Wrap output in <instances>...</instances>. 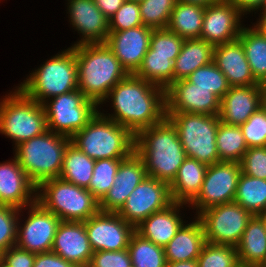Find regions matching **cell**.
<instances>
[{"instance_id": "1", "label": "cell", "mask_w": 266, "mask_h": 267, "mask_svg": "<svg viewBox=\"0 0 266 267\" xmlns=\"http://www.w3.org/2000/svg\"><path fill=\"white\" fill-rule=\"evenodd\" d=\"M113 113L101 112L109 101ZM102 105V106H101ZM99 112L127 128L134 136L141 130L160 123L166 115V90L134 74L118 82L99 105Z\"/></svg>"}, {"instance_id": "2", "label": "cell", "mask_w": 266, "mask_h": 267, "mask_svg": "<svg viewBox=\"0 0 266 267\" xmlns=\"http://www.w3.org/2000/svg\"><path fill=\"white\" fill-rule=\"evenodd\" d=\"M135 152L142 158L147 176L168 184L187 158L177 129L167 117L135 136Z\"/></svg>"}, {"instance_id": "3", "label": "cell", "mask_w": 266, "mask_h": 267, "mask_svg": "<svg viewBox=\"0 0 266 267\" xmlns=\"http://www.w3.org/2000/svg\"><path fill=\"white\" fill-rule=\"evenodd\" d=\"M72 47L78 66V89L99 106L128 73L105 43Z\"/></svg>"}, {"instance_id": "4", "label": "cell", "mask_w": 266, "mask_h": 267, "mask_svg": "<svg viewBox=\"0 0 266 267\" xmlns=\"http://www.w3.org/2000/svg\"><path fill=\"white\" fill-rule=\"evenodd\" d=\"M71 143L91 159H126L135 151V136L99 111L71 138Z\"/></svg>"}, {"instance_id": "5", "label": "cell", "mask_w": 266, "mask_h": 267, "mask_svg": "<svg viewBox=\"0 0 266 267\" xmlns=\"http://www.w3.org/2000/svg\"><path fill=\"white\" fill-rule=\"evenodd\" d=\"M17 87L41 104L55 96L77 90L78 66L73 47L51 56Z\"/></svg>"}, {"instance_id": "6", "label": "cell", "mask_w": 266, "mask_h": 267, "mask_svg": "<svg viewBox=\"0 0 266 267\" xmlns=\"http://www.w3.org/2000/svg\"><path fill=\"white\" fill-rule=\"evenodd\" d=\"M70 142V137L47 130L17 145L13 154L29 179L38 186L45 180L60 177L64 153Z\"/></svg>"}, {"instance_id": "7", "label": "cell", "mask_w": 266, "mask_h": 267, "mask_svg": "<svg viewBox=\"0 0 266 267\" xmlns=\"http://www.w3.org/2000/svg\"><path fill=\"white\" fill-rule=\"evenodd\" d=\"M13 89L0 99V133L10 138L15 148L47 131V120L43 104L19 87Z\"/></svg>"}, {"instance_id": "8", "label": "cell", "mask_w": 266, "mask_h": 267, "mask_svg": "<svg viewBox=\"0 0 266 267\" xmlns=\"http://www.w3.org/2000/svg\"><path fill=\"white\" fill-rule=\"evenodd\" d=\"M36 201L61 221L84 222L99 209V201L91 192L61 178H51L37 186Z\"/></svg>"}, {"instance_id": "9", "label": "cell", "mask_w": 266, "mask_h": 267, "mask_svg": "<svg viewBox=\"0 0 266 267\" xmlns=\"http://www.w3.org/2000/svg\"><path fill=\"white\" fill-rule=\"evenodd\" d=\"M167 118L176 127L186 157L211 166L221 162L217 152L216 134L219 115L166 112Z\"/></svg>"}, {"instance_id": "10", "label": "cell", "mask_w": 266, "mask_h": 267, "mask_svg": "<svg viewBox=\"0 0 266 267\" xmlns=\"http://www.w3.org/2000/svg\"><path fill=\"white\" fill-rule=\"evenodd\" d=\"M47 130L72 137L99 111V106L79 89L55 96L43 103Z\"/></svg>"}, {"instance_id": "11", "label": "cell", "mask_w": 266, "mask_h": 267, "mask_svg": "<svg viewBox=\"0 0 266 267\" xmlns=\"http://www.w3.org/2000/svg\"><path fill=\"white\" fill-rule=\"evenodd\" d=\"M253 216L240 204L230 202L210 207L196 217L203 226L206 242L236 247Z\"/></svg>"}, {"instance_id": "12", "label": "cell", "mask_w": 266, "mask_h": 267, "mask_svg": "<svg viewBox=\"0 0 266 267\" xmlns=\"http://www.w3.org/2000/svg\"><path fill=\"white\" fill-rule=\"evenodd\" d=\"M241 166L238 162L221 161L207 167L201 190L188 205L200 212L220 204L234 202Z\"/></svg>"}, {"instance_id": "13", "label": "cell", "mask_w": 266, "mask_h": 267, "mask_svg": "<svg viewBox=\"0 0 266 267\" xmlns=\"http://www.w3.org/2000/svg\"><path fill=\"white\" fill-rule=\"evenodd\" d=\"M25 209L28 217L24 221L21 218L24 214L21 212L26 211ZM24 211L23 208L20 209L15 245L35 254L50 252L60 218L44 209L37 201L26 206Z\"/></svg>"}, {"instance_id": "14", "label": "cell", "mask_w": 266, "mask_h": 267, "mask_svg": "<svg viewBox=\"0 0 266 267\" xmlns=\"http://www.w3.org/2000/svg\"><path fill=\"white\" fill-rule=\"evenodd\" d=\"M172 203L169 184L146 176L117 213L136 228L151 214L167 208Z\"/></svg>"}, {"instance_id": "15", "label": "cell", "mask_w": 266, "mask_h": 267, "mask_svg": "<svg viewBox=\"0 0 266 267\" xmlns=\"http://www.w3.org/2000/svg\"><path fill=\"white\" fill-rule=\"evenodd\" d=\"M93 252L127 249L135 228L117 212L98 211L84 221Z\"/></svg>"}, {"instance_id": "16", "label": "cell", "mask_w": 266, "mask_h": 267, "mask_svg": "<svg viewBox=\"0 0 266 267\" xmlns=\"http://www.w3.org/2000/svg\"><path fill=\"white\" fill-rule=\"evenodd\" d=\"M242 16L244 15L230 0H218L205 7L200 39L213 46L238 39L244 27L241 23L244 20Z\"/></svg>"}, {"instance_id": "17", "label": "cell", "mask_w": 266, "mask_h": 267, "mask_svg": "<svg viewBox=\"0 0 266 267\" xmlns=\"http://www.w3.org/2000/svg\"><path fill=\"white\" fill-rule=\"evenodd\" d=\"M221 99L202 87L181 79L166 89V112L219 115Z\"/></svg>"}, {"instance_id": "18", "label": "cell", "mask_w": 266, "mask_h": 267, "mask_svg": "<svg viewBox=\"0 0 266 267\" xmlns=\"http://www.w3.org/2000/svg\"><path fill=\"white\" fill-rule=\"evenodd\" d=\"M71 28L79 34L72 46L105 43L109 35V20L97 8L93 0H66Z\"/></svg>"}, {"instance_id": "19", "label": "cell", "mask_w": 266, "mask_h": 267, "mask_svg": "<svg viewBox=\"0 0 266 267\" xmlns=\"http://www.w3.org/2000/svg\"><path fill=\"white\" fill-rule=\"evenodd\" d=\"M152 28L141 25L128 30L109 32L105 42L128 74H134L150 46Z\"/></svg>"}, {"instance_id": "20", "label": "cell", "mask_w": 266, "mask_h": 267, "mask_svg": "<svg viewBox=\"0 0 266 267\" xmlns=\"http://www.w3.org/2000/svg\"><path fill=\"white\" fill-rule=\"evenodd\" d=\"M146 176L144 162L134 151L128 158L120 162L113 185L99 201L100 211L118 212L131 192Z\"/></svg>"}, {"instance_id": "21", "label": "cell", "mask_w": 266, "mask_h": 267, "mask_svg": "<svg viewBox=\"0 0 266 267\" xmlns=\"http://www.w3.org/2000/svg\"><path fill=\"white\" fill-rule=\"evenodd\" d=\"M37 186L15 157L0 163V204L19 209L36 202Z\"/></svg>"}, {"instance_id": "22", "label": "cell", "mask_w": 266, "mask_h": 267, "mask_svg": "<svg viewBox=\"0 0 266 267\" xmlns=\"http://www.w3.org/2000/svg\"><path fill=\"white\" fill-rule=\"evenodd\" d=\"M51 251L76 267H88L93 250L84 222L61 221L57 227Z\"/></svg>"}, {"instance_id": "23", "label": "cell", "mask_w": 266, "mask_h": 267, "mask_svg": "<svg viewBox=\"0 0 266 267\" xmlns=\"http://www.w3.org/2000/svg\"><path fill=\"white\" fill-rule=\"evenodd\" d=\"M264 85L231 86L221 98L219 119L241 126L262 106Z\"/></svg>"}, {"instance_id": "24", "label": "cell", "mask_w": 266, "mask_h": 267, "mask_svg": "<svg viewBox=\"0 0 266 267\" xmlns=\"http://www.w3.org/2000/svg\"><path fill=\"white\" fill-rule=\"evenodd\" d=\"M213 62L230 86L262 85L254 77L239 39L214 46Z\"/></svg>"}, {"instance_id": "25", "label": "cell", "mask_w": 266, "mask_h": 267, "mask_svg": "<svg viewBox=\"0 0 266 267\" xmlns=\"http://www.w3.org/2000/svg\"><path fill=\"white\" fill-rule=\"evenodd\" d=\"M184 206L188 207L187 204L173 202L167 208L144 219L135 231L143 238L164 248L186 222L183 221L185 215L181 213Z\"/></svg>"}, {"instance_id": "26", "label": "cell", "mask_w": 266, "mask_h": 267, "mask_svg": "<svg viewBox=\"0 0 266 267\" xmlns=\"http://www.w3.org/2000/svg\"><path fill=\"white\" fill-rule=\"evenodd\" d=\"M194 217L193 221L185 222L164 247L166 262L197 260L206 240L200 220Z\"/></svg>"}, {"instance_id": "27", "label": "cell", "mask_w": 266, "mask_h": 267, "mask_svg": "<svg viewBox=\"0 0 266 267\" xmlns=\"http://www.w3.org/2000/svg\"><path fill=\"white\" fill-rule=\"evenodd\" d=\"M207 167L196 159L186 158L169 184L172 201L189 205L201 190Z\"/></svg>"}, {"instance_id": "28", "label": "cell", "mask_w": 266, "mask_h": 267, "mask_svg": "<svg viewBox=\"0 0 266 267\" xmlns=\"http://www.w3.org/2000/svg\"><path fill=\"white\" fill-rule=\"evenodd\" d=\"M241 267H259L266 257V229L258 215L246 226L236 246Z\"/></svg>"}, {"instance_id": "29", "label": "cell", "mask_w": 266, "mask_h": 267, "mask_svg": "<svg viewBox=\"0 0 266 267\" xmlns=\"http://www.w3.org/2000/svg\"><path fill=\"white\" fill-rule=\"evenodd\" d=\"M214 46L202 39H184L174 60L173 82L187 78L199 67L213 61Z\"/></svg>"}, {"instance_id": "30", "label": "cell", "mask_w": 266, "mask_h": 267, "mask_svg": "<svg viewBox=\"0 0 266 267\" xmlns=\"http://www.w3.org/2000/svg\"><path fill=\"white\" fill-rule=\"evenodd\" d=\"M205 7L177 1L171 12L167 29L183 39H200Z\"/></svg>"}, {"instance_id": "31", "label": "cell", "mask_w": 266, "mask_h": 267, "mask_svg": "<svg viewBox=\"0 0 266 267\" xmlns=\"http://www.w3.org/2000/svg\"><path fill=\"white\" fill-rule=\"evenodd\" d=\"M245 26L238 39L243 45L253 77L260 84L266 85V37L254 26Z\"/></svg>"}, {"instance_id": "32", "label": "cell", "mask_w": 266, "mask_h": 267, "mask_svg": "<svg viewBox=\"0 0 266 267\" xmlns=\"http://www.w3.org/2000/svg\"><path fill=\"white\" fill-rule=\"evenodd\" d=\"M94 164V159L88 157L70 142L64 153L59 178L87 189L93 176Z\"/></svg>"}, {"instance_id": "33", "label": "cell", "mask_w": 266, "mask_h": 267, "mask_svg": "<svg viewBox=\"0 0 266 267\" xmlns=\"http://www.w3.org/2000/svg\"><path fill=\"white\" fill-rule=\"evenodd\" d=\"M176 57L153 55L149 47L134 75L166 90L173 83V63Z\"/></svg>"}, {"instance_id": "34", "label": "cell", "mask_w": 266, "mask_h": 267, "mask_svg": "<svg viewBox=\"0 0 266 267\" xmlns=\"http://www.w3.org/2000/svg\"><path fill=\"white\" fill-rule=\"evenodd\" d=\"M234 202L253 215L266 210V180L241 173Z\"/></svg>"}, {"instance_id": "35", "label": "cell", "mask_w": 266, "mask_h": 267, "mask_svg": "<svg viewBox=\"0 0 266 267\" xmlns=\"http://www.w3.org/2000/svg\"><path fill=\"white\" fill-rule=\"evenodd\" d=\"M215 141L220 161L239 163L248 149L240 126L225 124L221 121Z\"/></svg>"}, {"instance_id": "36", "label": "cell", "mask_w": 266, "mask_h": 267, "mask_svg": "<svg viewBox=\"0 0 266 267\" xmlns=\"http://www.w3.org/2000/svg\"><path fill=\"white\" fill-rule=\"evenodd\" d=\"M128 251L133 267H165V250L143 238L136 231L132 234Z\"/></svg>"}, {"instance_id": "37", "label": "cell", "mask_w": 266, "mask_h": 267, "mask_svg": "<svg viewBox=\"0 0 266 267\" xmlns=\"http://www.w3.org/2000/svg\"><path fill=\"white\" fill-rule=\"evenodd\" d=\"M185 79L195 84V87L209 89V91L217 95L220 99L231 87L226 76L213 61L205 66L199 67Z\"/></svg>"}, {"instance_id": "38", "label": "cell", "mask_w": 266, "mask_h": 267, "mask_svg": "<svg viewBox=\"0 0 266 267\" xmlns=\"http://www.w3.org/2000/svg\"><path fill=\"white\" fill-rule=\"evenodd\" d=\"M122 160L105 158L95 161L93 176L87 189L98 201L105 196L113 185L117 169Z\"/></svg>"}, {"instance_id": "39", "label": "cell", "mask_w": 266, "mask_h": 267, "mask_svg": "<svg viewBox=\"0 0 266 267\" xmlns=\"http://www.w3.org/2000/svg\"><path fill=\"white\" fill-rule=\"evenodd\" d=\"M198 267H241L235 246L206 242L197 258Z\"/></svg>"}, {"instance_id": "40", "label": "cell", "mask_w": 266, "mask_h": 267, "mask_svg": "<svg viewBox=\"0 0 266 267\" xmlns=\"http://www.w3.org/2000/svg\"><path fill=\"white\" fill-rule=\"evenodd\" d=\"M177 0H142L139 1L143 25L152 29L167 28L170 15Z\"/></svg>"}, {"instance_id": "41", "label": "cell", "mask_w": 266, "mask_h": 267, "mask_svg": "<svg viewBox=\"0 0 266 267\" xmlns=\"http://www.w3.org/2000/svg\"><path fill=\"white\" fill-rule=\"evenodd\" d=\"M20 209L0 204V255L16 244Z\"/></svg>"}, {"instance_id": "42", "label": "cell", "mask_w": 266, "mask_h": 267, "mask_svg": "<svg viewBox=\"0 0 266 267\" xmlns=\"http://www.w3.org/2000/svg\"><path fill=\"white\" fill-rule=\"evenodd\" d=\"M248 148L266 146V110L261 106L240 126Z\"/></svg>"}, {"instance_id": "43", "label": "cell", "mask_w": 266, "mask_h": 267, "mask_svg": "<svg viewBox=\"0 0 266 267\" xmlns=\"http://www.w3.org/2000/svg\"><path fill=\"white\" fill-rule=\"evenodd\" d=\"M184 39L167 28L153 29L150 48L153 55L178 56Z\"/></svg>"}, {"instance_id": "44", "label": "cell", "mask_w": 266, "mask_h": 267, "mask_svg": "<svg viewBox=\"0 0 266 267\" xmlns=\"http://www.w3.org/2000/svg\"><path fill=\"white\" fill-rule=\"evenodd\" d=\"M143 25L139 2L126 0L109 20V32L128 30Z\"/></svg>"}, {"instance_id": "45", "label": "cell", "mask_w": 266, "mask_h": 267, "mask_svg": "<svg viewBox=\"0 0 266 267\" xmlns=\"http://www.w3.org/2000/svg\"><path fill=\"white\" fill-rule=\"evenodd\" d=\"M239 163L241 173L266 180V146L248 148Z\"/></svg>"}, {"instance_id": "46", "label": "cell", "mask_w": 266, "mask_h": 267, "mask_svg": "<svg viewBox=\"0 0 266 267\" xmlns=\"http://www.w3.org/2000/svg\"><path fill=\"white\" fill-rule=\"evenodd\" d=\"M132 262L128 249L120 251L93 252L88 267H131Z\"/></svg>"}, {"instance_id": "47", "label": "cell", "mask_w": 266, "mask_h": 267, "mask_svg": "<svg viewBox=\"0 0 266 267\" xmlns=\"http://www.w3.org/2000/svg\"><path fill=\"white\" fill-rule=\"evenodd\" d=\"M36 254L16 245L0 255V263L5 267H33Z\"/></svg>"}, {"instance_id": "48", "label": "cell", "mask_w": 266, "mask_h": 267, "mask_svg": "<svg viewBox=\"0 0 266 267\" xmlns=\"http://www.w3.org/2000/svg\"><path fill=\"white\" fill-rule=\"evenodd\" d=\"M33 267H76L56 253L44 252L36 254Z\"/></svg>"}, {"instance_id": "49", "label": "cell", "mask_w": 266, "mask_h": 267, "mask_svg": "<svg viewBox=\"0 0 266 267\" xmlns=\"http://www.w3.org/2000/svg\"><path fill=\"white\" fill-rule=\"evenodd\" d=\"M97 8L108 20L121 8L126 0H93Z\"/></svg>"}, {"instance_id": "50", "label": "cell", "mask_w": 266, "mask_h": 267, "mask_svg": "<svg viewBox=\"0 0 266 267\" xmlns=\"http://www.w3.org/2000/svg\"><path fill=\"white\" fill-rule=\"evenodd\" d=\"M238 10L246 17L245 15L253 12H259L262 8L265 0H230ZM256 11V12H255Z\"/></svg>"}, {"instance_id": "51", "label": "cell", "mask_w": 266, "mask_h": 267, "mask_svg": "<svg viewBox=\"0 0 266 267\" xmlns=\"http://www.w3.org/2000/svg\"><path fill=\"white\" fill-rule=\"evenodd\" d=\"M165 267H198L197 260L167 262Z\"/></svg>"}, {"instance_id": "52", "label": "cell", "mask_w": 266, "mask_h": 267, "mask_svg": "<svg viewBox=\"0 0 266 267\" xmlns=\"http://www.w3.org/2000/svg\"><path fill=\"white\" fill-rule=\"evenodd\" d=\"M252 25L266 37V14H259L257 22Z\"/></svg>"}, {"instance_id": "53", "label": "cell", "mask_w": 266, "mask_h": 267, "mask_svg": "<svg viewBox=\"0 0 266 267\" xmlns=\"http://www.w3.org/2000/svg\"><path fill=\"white\" fill-rule=\"evenodd\" d=\"M177 1H182V2H187V3L197 4L203 7H207L211 4H214L218 0H177Z\"/></svg>"}, {"instance_id": "54", "label": "cell", "mask_w": 266, "mask_h": 267, "mask_svg": "<svg viewBox=\"0 0 266 267\" xmlns=\"http://www.w3.org/2000/svg\"><path fill=\"white\" fill-rule=\"evenodd\" d=\"M262 106L266 110V85H264L263 97H262Z\"/></svg>"}, {"instance_id": "55", "label": "cell", "mask_w": 266, "mask_h": 267, "mask_svg": "<svg viewBox=\"0 0 266 267\" xmlns=\"http://www.w3.org/2000/svg\"><path fill=\"white\" fill-rule=\"evenodd\" d=\"M261 220L263 221L264 225H265V229H266V212H262L258 215Z\"/></svg>"}, {"instance_id": "56", "label": "cell", "mask_w": 266, "mask_h": 267, "mask_svg": "<svg viewBox=\"0 0 266 267\" xmlns=\"http://www.w3.org/2000/svg\"><path fill=\"white\" fill-rule=\"evenodd\" d=\"M260 14H266V0L262 6V8L260 9Z\"/></svg>"}, {"instance_id": "57", "label": "cell", "mask_w": 266, "mask_h": 267, "mask_svg": "<svg viewBox=\"0 0 266 267\" xmlns=\"http://www.w3.org/2000/svg\"><path fill=\"white\" fill-rule=\"evenodd\" d=\"M259 267H266V257H265L264 261L260 264Z\"/></svg>"}]
</instances>
